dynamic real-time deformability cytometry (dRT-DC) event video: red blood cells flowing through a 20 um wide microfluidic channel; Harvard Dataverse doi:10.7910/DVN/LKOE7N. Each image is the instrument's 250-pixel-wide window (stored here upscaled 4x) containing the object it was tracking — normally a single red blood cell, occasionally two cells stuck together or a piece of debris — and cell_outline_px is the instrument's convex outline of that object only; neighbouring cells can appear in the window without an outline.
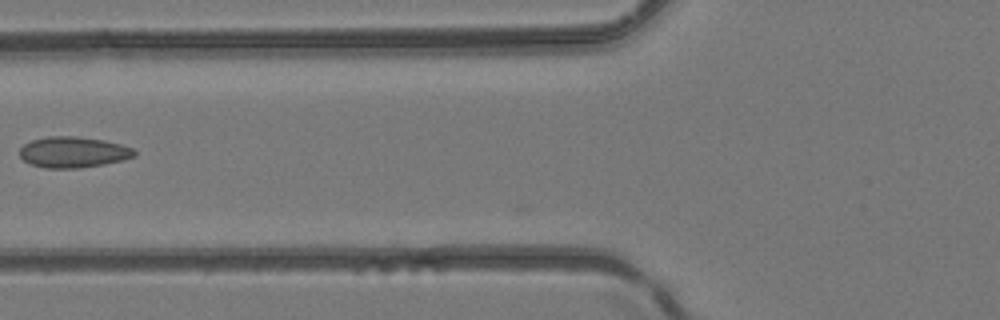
{"species": "common noctule bat (a hibernating species)", "species_latin": "Nyctalus noctula", "temperature_condition": "room temperature", "stored_images_in_passage": 10, "camera_frame_rate_fps": 3000, "um_per_image_px": 0.085, "animal": {"sex": "female", "body_mass_g": 24.6, "forearm_length_mm": 56.2}, "frame": {"image": 1, "passage_image": 5, "time_ms": 1.333, "image_size_px": [1000, 320], "cell_outline_px": [[136, 156], [124, 160], [104, 164], [80, 168], [44, 168], [32, 164], [24, 160], [20, 156], [20, 148], [24, 144], [32, 140], [48, 136], [76, 136], [104, 140], [120, 144], [132, 148], [136, 152]], "centroid_in_image_um": [6.24, 12.93], "position_along_channel_um": 119.6, "area_um2": 20.69}}
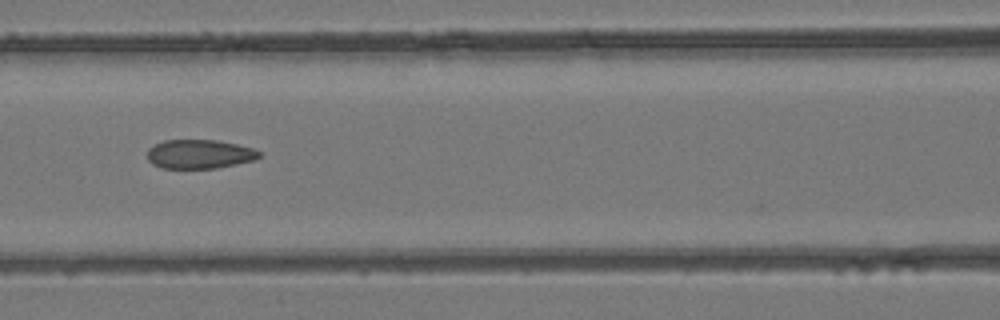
{"frame": {"image": 2, "passage_image": 7, "time_ms": 2.0, "image_size_px": [1000, 320], "cell_outline_px": [[260, 156], [252, 160], [236, 164], [216, 168], [164, 168], [152, 164], [148, 160], [148, 148], [164, 140], [216, 140], [236, 144], [252, 148], [260, 152]], "centroid_in_image_um": [16.93, 13.1], "position_along_channel_um": 149.7, "area_um2": 18.73}}